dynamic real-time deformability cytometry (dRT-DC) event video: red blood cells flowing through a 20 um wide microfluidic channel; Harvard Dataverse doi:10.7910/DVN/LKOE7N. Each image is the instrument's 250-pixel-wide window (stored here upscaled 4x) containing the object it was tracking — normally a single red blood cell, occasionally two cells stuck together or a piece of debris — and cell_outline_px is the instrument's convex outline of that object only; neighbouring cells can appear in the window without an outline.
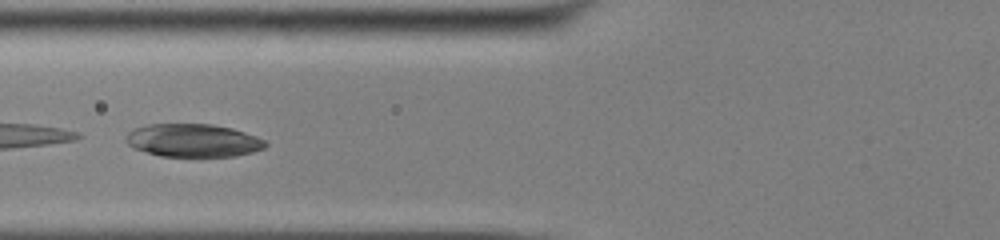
{"species": "common noctule bat (a hibernating species)", "species_latin": "Nyctalus noctula", "temperature_condition": "cold", "stored_images_in_passage": 13, "camera_frame_rate_fps": 3000, "um_per_image_px": 0.085, "animal": {"sex": "male", "body_mass_g": 13.0, "forearm_length_mm": 53.1}, "frame": {"image": 1, "passage_image": 6, "time_ms": 1.667, "image_size_px": [1000, 240], "cell_outline_px": [[268, 144], [264, 148], [252, 152], [236, 156], [160, 156], [136, 148], [128, 144], [128, 132], [136, 128], [148, 124], [212, 124], [232, 128], [256, 136], [264, 140]], "centroid_in_image_um": [16.47, 11.93], "position_along_channel_um": 109.3, "area_um2": 26.53}}